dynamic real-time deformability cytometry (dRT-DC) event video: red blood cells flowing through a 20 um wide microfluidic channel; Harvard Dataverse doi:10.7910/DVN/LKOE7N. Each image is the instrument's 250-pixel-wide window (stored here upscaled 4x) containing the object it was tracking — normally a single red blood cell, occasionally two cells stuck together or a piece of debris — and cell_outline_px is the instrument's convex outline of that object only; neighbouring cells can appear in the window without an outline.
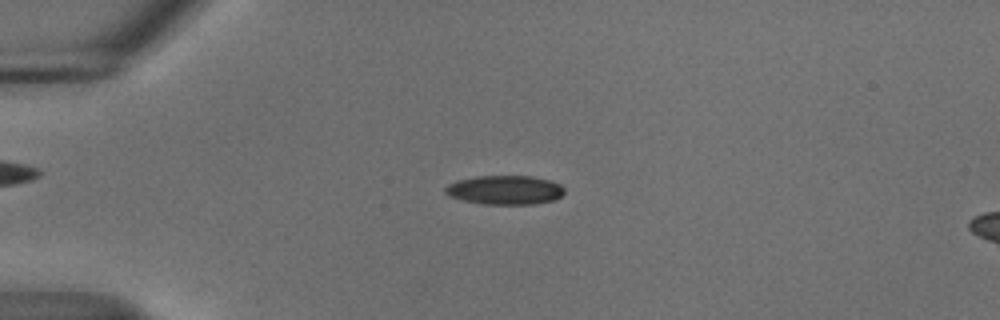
{"species": "common noctule bat (a hibernating species)", "species_latin": "Nyctalus noctula", "temperature_condition": "cold", "stored_images_in_passage": 33, "camera_frame_rate_fps": 3000, "um_per_image_px": 0.085, "animal": {"sex": "male", "body_mass_g": 18.8}, "frame": {"image": 1, "passage_image": 6, "time_ms": 1.667, "image_size_px": [1000, 320], "cell_outline_px": [[564, 192], [556, 200], [536, 204], [484, 204], [464, 200], [448, 196], [444, 192], [444, 188], [448, 184], [456, 180], [476, 176], [532, 176], [548, 180], [560, 184], [564, 188]], "centroid_in_image_um": [42.91, 16.15], "position_along_channel_um": 42.1, "area_um2": 20.29}}
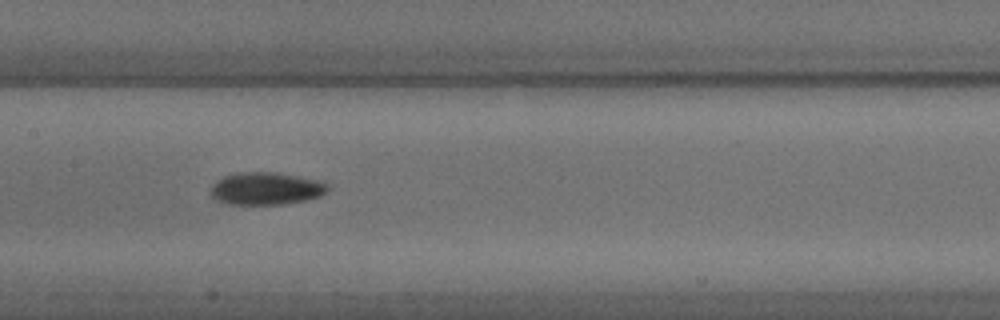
{"frame": {"image": 2, "passage_image": 20, "time_ms": 6.333, "image_size_px": [1000, 320], "cell_outline_px": [[328, 192], [320, 196], [304, 200], [284, 204], [224, 204], [216, 200], [208, 192], [212, 184], [224, 176], [240, 172], [276, 172], [324, 180], [328, 184]], "centroid_in_image_um": [22.62, 16.02], "position_along_channel_um": 184.8, "area_um2": 22.54}}
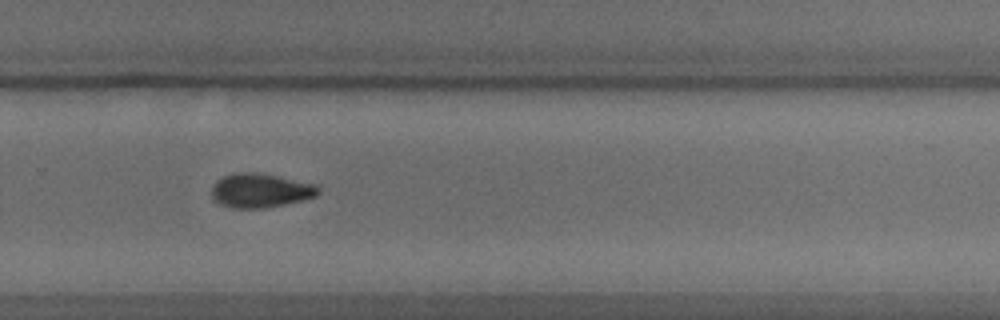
{"frame": {"image": 3, "passage_image": 30, "time_ms": 9.667, "image_size_px": [1000, 320], "cell_outline_px": [[320, 192], [316, 196], [284, 204], [264, 208], [232, 208], [220, 204], [212, 200], [212, 184], [216, 180], [232, 172], [252, 172], [276, 176], [316, 184], [320, 188]], "centroid_in_image_um": [22.09, 16.19], "position_along_channel_um": 307.7, "area_um2": 21.21}}